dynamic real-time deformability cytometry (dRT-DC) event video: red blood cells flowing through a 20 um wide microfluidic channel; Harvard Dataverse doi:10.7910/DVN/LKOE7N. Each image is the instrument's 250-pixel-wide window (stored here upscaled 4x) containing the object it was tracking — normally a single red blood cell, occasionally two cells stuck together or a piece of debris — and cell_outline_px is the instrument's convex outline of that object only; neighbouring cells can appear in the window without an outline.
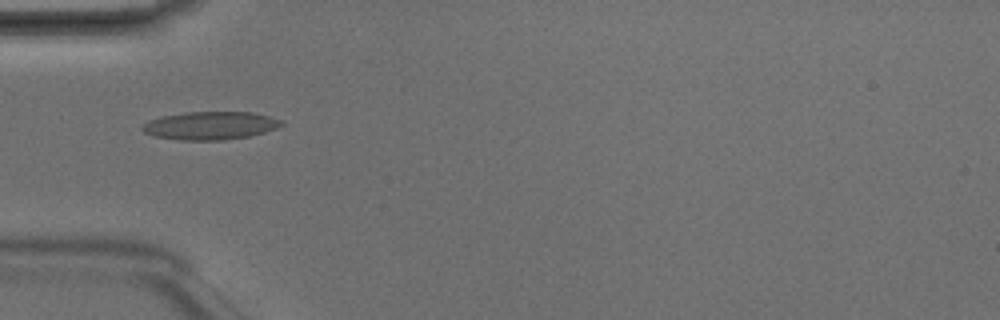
{"species": "Egyptian fruit bat (a non-hibernating species)", "species_latin": "Rousettus aegyptiacus", "temperature_condition": "room temperature", "stored_images_in_passage": 6, "camera_frame_rate_fps": 3000, "um_per_image_px": 0.085, "animal": {"sex": "male"}, "frame": {"image": 1, "passage_image": 4, "time_ms": 1.0, "image_size_px": [1000, 320], "cell_outline_px": [[284, 124], [276, 128], [264, 132], [248, 136], [224, 140], [180, 140], [156, 136], [144, 132], [140, 128], [148, 120], [164, 116], [184, 112], [252, 112], [284, 120]], "centroid_in_image_um": [17.89, 10.67], "position_along_channel_um": 67.1, "area_um2": 22.66}}
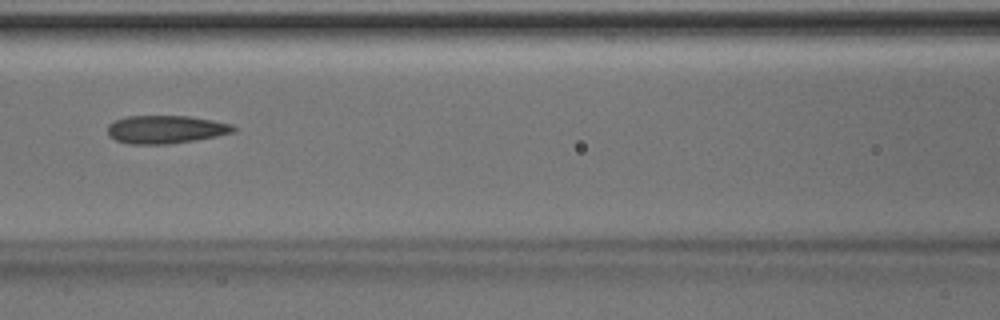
{"frame": {"image": 2, "passage_image": 6, "time_ms": 1.667, "image_size_px": [1000, 320], "cell_outline_px": [[236, 132], [196, 140], [168, 144], [128, 144], [116, 140], [108, 136], [108, 124], [116, 120], [128, 116], [188, 116], [212, 120], [232, 124], [236, 128]], "centroid_in_image_um": [14.09, 11.0], "position_along_channel_um": 152.5, "area_um2": 20.63}}